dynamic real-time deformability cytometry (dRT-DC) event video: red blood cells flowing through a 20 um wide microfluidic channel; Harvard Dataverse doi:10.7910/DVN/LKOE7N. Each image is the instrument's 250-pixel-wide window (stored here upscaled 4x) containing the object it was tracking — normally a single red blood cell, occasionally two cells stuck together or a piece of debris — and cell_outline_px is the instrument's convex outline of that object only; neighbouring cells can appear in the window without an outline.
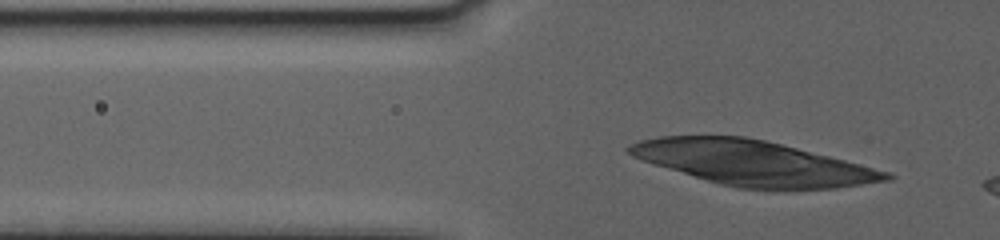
{"species": "human", "species_latin": "Homo sapiens", "temperature_condition": "warm", "stored_images_in_passage": 46, "camera_frame_rate_fps": 3000, "um_per_image_px": 0.085, "donor": {"sex": "female"}, "frame": {"image": 1, "passage_image": 7, "time_ms": 2.0, "image_size_px": [1000, 240], "cell_outline_px": [[896, 176], [892, 180], [836, 188], [736, 188], [720, 184], [640, 160], [632, 156], [624, 148], [628, 144], [640, 140], [660, 136], [744, 136], [764, 140], [844, 160], [888, 172]], "centroid_in_image_um": [63.95, 13.84], "position_along_channel_um": 61.8, "area_um2": 65.78}}